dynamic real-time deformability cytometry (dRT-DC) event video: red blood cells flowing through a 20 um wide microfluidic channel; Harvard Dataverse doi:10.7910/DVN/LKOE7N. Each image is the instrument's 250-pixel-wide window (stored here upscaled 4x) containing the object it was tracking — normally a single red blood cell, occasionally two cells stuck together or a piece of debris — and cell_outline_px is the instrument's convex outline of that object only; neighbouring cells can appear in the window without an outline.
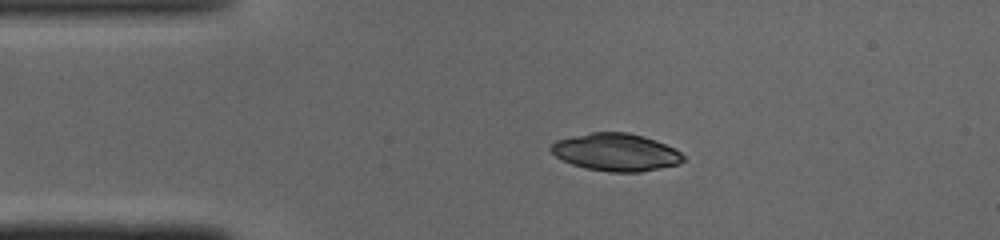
{"species": "common noctule bat (a hibernating species)", "species_latin": "Nyctalus noctula", "temperature_condition": "cold", "stored_images_in_passage": 47, "camera_frame_rate_fps": 3000, "um_per_image_px": 0.085, "animal": {"sex": "male", "body_mass_g": 19.0, "forearm_length_mm": 50.8}, "frame": {"image": 1, "passage_image": 8, "time_ms": 2.333, "image_size_px": [1000, 240], "cell_outline_px": [[684, 160], [680, 164], [640, 172], [608, 172], [584, 168], [572, 164], [556, 156], [548, 148], [556, 140], [572, 136], [592, 132], [628, 132], [656, 140], [676, 148], [684, 156]], "centroid_in_image_um": [52.37, 12.94], "position_along_channel_um": 32.6, "area_um2": 29.07}}
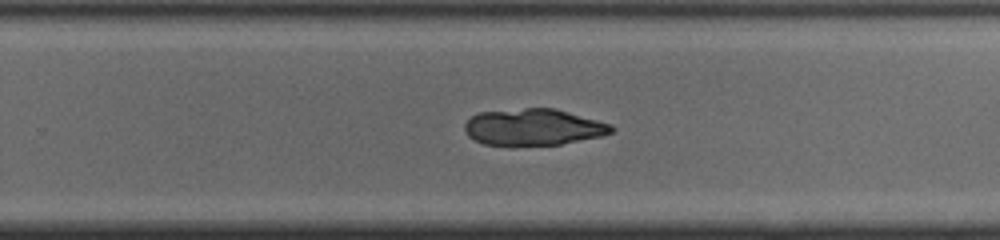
{"frame": {"image": 2, "passage_image": 29, "time_ms": 9.333, "image_size_px": [1000, 240], "cell_outline_px": [[616, 128], [612, 132], [600, 136], [560, 144], [484, 144], [468, 136], [464, 128], [464, 124], [472, 116], [480, 112], [524, 108], [556, 108], [612, 124]], "centroid_in_image_um": [45.36, 10.78], "position_along_channel_um": 284.4, "area_um2": 30.87}}
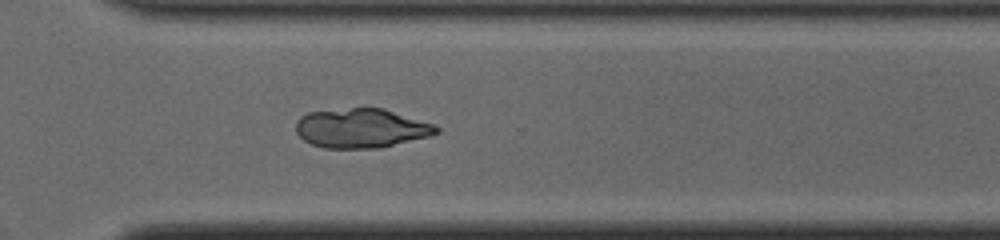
{"frame": {"image": 3, "passage_image": 33, "time_ms": 10.667, "image_size_px": [1000, 240], "cell_outline_px": [[440, 132], [428, 136], [380, 148], [324, 148], [312, 144], [304, 140], [296, 132], [296, 120], [300, 116], [308, 112], [352, 108], [384, 108], [436, 124], [440, 128]], "centroid_in_image_um": [30.72, 10.89], "position_along_channel_um": 339.9, "area_um2": 32.31}}